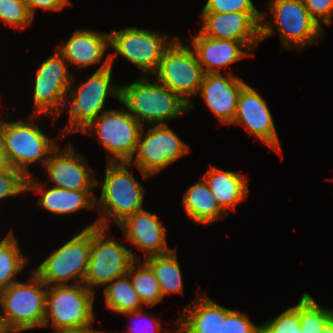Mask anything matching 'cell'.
I'll use <instances>...</instances> for the list:
<instances>
[{
  "mask_svg": "<svg viewBox=\"0 0 333 333\" xmlns=\"http://www.w3.org/2000/svg\"><path fill=\"white\" fill-rule=\"evenodd\" d=\"M106 163L101 194L99 199H96V211H100L101 214L84 229L109 228V218L118 225L127 216L143 209L146 189L128 170L133 167L132 164L129 162Z\"/></svg>",
  "mask_w": 333,
  "mask_h": 333,
  "instance_id": "1",
  "label": "cell"
},
{
  "mask_svg": "<svg viewBox=\"0 0 333 333\" xmlns=\"http://www.w3.org/2000/svg\"><path fill=\"white\" fill-rule=\"evenodd\" d=\"M153 82L142 75L121 85L120 103L142 126L144 122L165 125L166 120L189 113V104L178 94L157 80Z\"/></svg>",
  "mask_w": 333,
  "mask_h": 333,
  "instance_id": "2",
  "label": "cell"
},
{
  "mask_svg": "<svg viewBox=\"0 0 333 333\" xmlns=\"http://www.w3.org/2000/svg\"><path fill=\"white\" fill-rule=\"evenodd\" d=\"M268 8L274 20L262 12L261 42L279 32L282 48L301 50L323 38L321 27L309 14L303 0H271Z\"/></svg>",
  "mask_w": 333,
  "mask_h": 333,
  "instance_id": "3",
  "label": "cell"
},
{
  "mask_svg": "<svg viewBox=\"0 0 333 333\" xmlns=\"http://www.w3.org/2000/svg\"><path fill=\"white\" fill-rule=\"evenodd\" d=\"M94 298L84 284L47 286L43 328L50 321L52 333L90 328L95 321Z\"/></svg>",
  "mask_w": 333,
  "mask_h": 333,
  "instance_id": "4",
  "label": "cell"
},
{
  "mask_svg": "<svg viewBox=\"0 0 333 333\" xmlns=\"http://www.w3.org/2000/svg\"><path fill=\"white\" fill-rule=\"evenodd\" d=\"M29 117V121L9 122L0 119V131L8 161L11 167L22 171L27 177L31 176L29 167L37 161L44 165L51 152L58 146L54 139L49 138L34 123L35 118L44 115L32 114Z\"/></svg>",
  "mask_w": 333,
  "mask_h": 333,
  "instance_id": "5",
  "label": "cell"
},
{
  "mask_svg": "<svg viewBox=\"0 0 333 333\" xmlns=\"http://www.w3.org/2000/svg\"><path fill=\"white\" fill-rule=\"evenodd\" d=\"M29 280L15 282L0 292L3 319L11 333L43 328L47 285L32 270Z\"/></svg>",
  "mask_w": 333,
  "mask_h": 333,
  "instance_id": "6",
  "label": "cell"
},
{
  "mask_svg": "<svg viewBox=\"0 0 333 333\" xmlns=\"http://www.w3.org/2000/svg\"><path fill=\"white\" fill-rule=\"evenodd\" d=\"M112 72V66L96 70L73 90V85H70L65 105L69 107V121L63 130L62 138L66 134L82 132L101 113L107 111L103 109L108 96L112 95L120 102L121 86L112 83Z\"/></svg>",
  "mask_w": 333,
  "mask_h": 333,
  "instance_id": "7",
  "label": "cell"
},
{
  "mask_svg": "<svg viewBox=\"0 0 333 333\" xmlns=\"http://www.w3.org/2000/svg\"><path fill=\"white\" fill-rule=\"evenodd\" d=\"M108 228H90V258L83 284L95 293L93 286H105L127 275L137 255L127 246L108 236Z\"/></svg>",
  "mask_w": 333,
  "mask_h": 333,
  "instance_id": "8",
  "label": "cell"
},
{
  "mask_svg": "<svg viewBox=\"0 0 333 333\" xmlns=\"http://www.w3.org/2000/svg\"><path fill=\"white\" fill-rule=\"evenodd\" d=\"M205 73L190 45L176 37L165 49L157 71L152 75L189 104L190 97L198 96Z\"/></svg>",
  "mask_w": 333,
  "mask_h": 333,
  "instance_id": "9",
  "label": "cell"
},
{
  "mask_svg": "<svg viewBox=\"0 0 333 333\" xmlns=\"http://www.w3.org/2000/svg\"><path fill=\"white\" fill-rule=\"evenodd\" d=\"M90 229H82L32 270L47 286L83 284L90 258Z\"/></svg>",
  "mask_w": 333,
  "mask_h": 333,
  "instance_id": "10",
  "label": "cell"
},
{
  "mask_svg": "<svg viewBox=\"0 0 333 333\" xmlns=\"http://www.w3.org/2000/svg\"><path fill=\"white\" fill-rule=\"evenodd\" d=\"M142 127L128 110L109 109L82 133L91 134L94 131L100 144L111 154L107 162H130L136 153Z\"/></svg>",
  "mask_w": 333,
  "mask_h": 333,
  "instance_id": "11",
  "label": "cell"
},
{
  "mask_svg": "<svg viewBox=\"0 0 333 333\" xmlns=\"http://www.w3.org/2000/svg\"><path fill=\"white\" fill-rule=\"evenodd\" d=\"M168 34L130 27L115 30L110 33V47L114 53L110 54V66L117 55L127 59L145 74H154L160 64L165 49L175 38Z\"/></svg>",
  "mask_w": 333,
  "mask_h": 333,
  "instance_id": "12",
  "label": "cell"
},
{
  "mask_svg": "<svg viewBox=\"0 0 333 333\" xmlns=\"http://www.w3.org/2000/svg\"><path fill=\"white\" fill-rule=\"evenodd\" d=\"M75 76L69 72L68 63L55 49L52 56L38 66L33 85L34 115L54 117L65 109L68 90L75 82Z\"/></svg>",
  "mask_w": 333,
  "mask_h": 333,
  "instance_id": "13",
  "label": "cell"
},
{
  "mask_svg": "<svg viewBox=\"0 0 333 333\" xmlns=\"http://www.w3.org/2000/svg\"><path fill=\"white\" fill-rule=\"evenodd\" d=\"M148 129L145 134L142 127L136 154L129 162L140 170L143 178L159 173L190 152L189 145L184 143L168 124L151 125Z\"/></svg>",
  "mask_w": 333,
  "mask_h": 333,
  "instance_id": "14",
  "label": "cell"
},
{
  "mask_svg": "<svg viewBox=\"0 0 333 333\" xmlns=\"http://www.w3.org/2000/svg\"><path fill=\"white\" fill-rule=\"evenodd\" d=\"M52 186L66 190H93L100 181L95 178L92 168L85 157L68 144L61 151L57 146L44 164Z\"/></svg>",
  "mask_w": 333,
  "mask_h": 333,
  "instance_id": "15",
  "label": "cell"
},
{
  "mask_svg": "<svg viewBox=\"0 0 333 333\" xmlns=\"http://www.w3.org/2000/svg\"><path fill=\"white\" fill-rule=\"evenodd\" d=\"M273 115L267 102L247 84L240 92L236 115L230 125L239 124L272 150L281 153Z\"/></svg>",
  "mask_w": 333,
  "mask_h": 333,
  "instance_id": "16",
  "label": "cell"
},
{
  "mask_svg": "<svg viewBox=\"0 0 333 333\" xmlns=\"http://www.w3.org/2000/svg\"><path fill=\"white\" fill-rule=\"evenodd\" d=\"M204 36L243 42L250 50L261 43V25L249 14L242 12H200Z\"/></svg>",
  "mask_w": 333,
  "mask_h": 333,
  "instance_id": "17",
  "label": "cell"
},
{
  "mask_svg": "<svg viewBox=\"0 0 333 333\" xmlns=\"http://www.w3.org/2000/svg\"><path fill=\"white\" fill-rule=\"evenodd\" d=\"M224 71L226 76L221 73L205 74L198 95L201 94L222 124L230 125L236 115L240 92L248 83Z\"/></svg>",
  "mask_w": 333,
  "mask_h": 333,
  "instance_id": "18",
  "label": "cell"
},
{
  "mask_svg": "<svg viewBox=\"0 0 333 333\" xmlns=\"http://www.w3.org/2000/svg\"><path fill=\"white\" fill-rule=\"evenodd\" d=\"M60 44L56 50L68 66L75 65L79 69L102 63L97 71L110 67V54L106 59L103 58L106 49L110 47V33L76 29L66 43ZM102 59H104L103 62H101Z\"/></svg>",
  "mask_w": 333,
  "mask_h": 333,
  "instance_id": "19",
  "label": "cell"
},
{
  "mask_svg": "<svg viewBox=\"0 0 333 333\" xmlns=\"http://www.w3.org/2000/svg\"><path fill=\"white\" fill-rule=\"evenodd\" d=\"M118 226L126 241L145 252L146 258L173 250L167 246V228L161 224L156 214L144 208L127 216Z\"/></svg>",
  "mask_w": 333,
  "mask_h": 333,
  "instance_id": "20",
  "label": "cell"
},
{
  "mask_svg": "<svg viewBox=\"0 0 333 333\" xmlns=\"http://www.w3.org/2000/svg\"><path fill=\"white\" fill-rule=\"evenodd\" d=\"M189 45L205 74L220 73L223 67L226 69L252 52L241 41L209 38L200 31L194 34Z\"/></svg>",
  "mask_w": 333,
  "mask_h": 333,
  "instance_id": "21",
  "label": "cell"
},
{
  "mask_svg": "<svg viewBox=\"0 0 333 333\" xmlns=\"http://www.w3.org/2000/svg\"><path fill=\"white\" fill-rule=\"evenodd\" d=\"M196 293L194 301L181 311L170 333H222V321L231 309Z\"/></svg>",
  "mask_w": 333,
  "mask_h": 333,
  "instance_id": "22",
  "label": "cell"
},
{
  "mask_svg": "<svg viewBox=\"0 0 333 333\" xmlns=\"http://www.w3.org/2000/svg\"><path fill=\"white\" fill-rule=\"evenodd\" d=\"M29 176L27 179V192H40L38 198V206L42 207L53 214L65 215L77 212L81 209L93 210L97 209L96 199L92 190H66L51 186L46 188V183L35 181Z\"/></svg>",
  "mask_w": 333,
  "mask_h": 333,
  "instance_id": "23",
  "label": "cell"
},
{
  "mask_svg": "<svg viewBox=\"0 0 333 333\" xmlns=\"http://www.w3.org/2000/svg\"><path fill=\"white\" fill-rule=\"evenodd\" d=\"M203 179L220 207L227 214H229L228 209L235 210L236 206L248 195L247 178L235 171L222 170L213 165Z\"/></svg>",
  "mask_w": 333,
  "mask_h": 333,
  "instance_id": "24",
  "label": "cell"
},
{
  "mask_svg": "<svg viewBox=\"0 0 333 333\" xmlns=\"http://www.w3.org/2000/svg\"><path fill=\"white\" fill-rule=\"evenodd\" d=\"M182 203L187 215L197 224L209 225L228 215L203 178L189 187Z\"/></svg>",
  "mask_w": 333,
  "mask_h": 333,
  "instance_id": "25",
  "label": "cell"
},
{
  "mask_svg": "<svg viewBox=\"0 0 333 333\" xmlns=\"http://www.w3.org/2000/svg\"><path fill=\"white\" fill-rule=\"evenodd\" d=\"M144 261L158 280L162 297L171 293H183V279L176 250L147 257Z\"/></svg>",
  "mask_w": 333,
  "mask_h": 333,
  "instance_id": "26",
  "label": "cell"
},
{
  "mask_svg": "<svg viewBox=\"0 0 333 333\" xmlns=\"http://www.w3.org/2000/svg\"><path fill=\"white\" fill-rule=\"evenodd\" d=\"M103 292L106 307L115 314L133 312L144 306L128 274L105 285Z\"/></svg>",
  "mask_w": 333,
  "mask_h": 333,
  "instance_id": "27",
  "label": "cell"
},
{
  "mask_svg": "<svg viewBox=\"0 0 333 333\" xmlns=\"http://www.w3.org/2000/svg\"><path fill=\"white\" fill-rule=\"evenodd\" d=\"M13 234L11 230L0 241V292L18 282L16 276L29 259L21 252L18 240Z\"/></svg>",
  "mask_w": 333,
  "mask_h": 333,
  "instance_id": "28",
  "label": "cell"
},
{
  "mask_svg": "<svg viewBox=\"0 0 333 333\" xmlns=\"http://www.w3.org/2000/svg\"><path fill=\"white\" fill-rule=\"evenodd\" d=\"M142 260H136L128 275L143 305L152 307L163 300L158 280L151 268ZM141 262V263H140ZM139 266V267H137ZM137 267V269H136Z\"/></svg>",
  "mask_w": 333,
  "mask_h": 333,
  "instance_id": "29",
  "label": "cell"
},
{
  "mask_svg": "<svg viewBox=\"0 0 333 333\" xmlns=\"http://www.w3.org/2000/svg\"><path fill=\"white\" fill-rule=\"evenodd\" d=\"M333 318V309L320 307L314 298L304 292L300 298V328L302 333H321Z\"/></svg>",
  "mask_w": 333,
  "mask_h": 333,
  "instance_id": "30",
  "label": "cell"
},
{
  "mask_svg": "<svg viewBox=\"0 0 333 333\" xmlns=\"http://www.w3.org/2000/svg\"><path fill=\"white\" fill-rule=\"evenodd\" d=\"M260 333H302L300 328V301L276 317L260 324Z\"/></svg>",
  "mask_w": 333,
  "mask_h": 333,
  "instance_id": "31",
  "label": "cell"
},
{
  "mask_svg": "<svg viewBox=\"0 0 333 333\" xmlns=\"http://www.w3.org/2000/svg\"><path fill=\"white\" fill-rule=\"evenodd\" d=\"M33 19L24 0H0V21L5 25L24 30Z\"/></svg>",
  "mask_w": 333,
  "mask_h": 333,
  "instance_id": "32",
  "label": "cell"
},
{
  "mask_svg": "<svg viewBox=\"0 0 333 333\" xmlns=\"http://www.w3.org/2000/svg\"><path fill=\"white\" fill-rule=\"evenodd\" d=\"M201 12L249 13L260 25L262 13L255 7L252 0H207Z\"/></svg>",
  "mask_w": 333,
  "mask_h": 333,
  "instance_id": "33",
  "label": "cell"
},
{
  "mask_svg": "<svg viewBox=\"0 0 333 333\" xmlns=\"http://www.w3.org/2000/svg\"><path fill=\"white\" fill-rule=\"evenodd\" d=\"M27 179L22 171L13 167L0 172V201L27 192Z\"/></svg>",
  "mask_w": 333,
  "mask_h": 333,
  "instance_id": "34",
  "label": "cell"
},
{
  "mask_svg": "<svg viewBox=\"0 0 333 333\" xmlns=\"http://www.w3.org/2000/svg\"><path fill=\"white\" fill-rule=\"evenodd\" d=\"M222 333H260V325H255L241 311L232 309L222 321Z\"/></svg>",
  "mask_w": 333,
  "mask_h": 333,
  "instance_id": "35",
  "label": "cell"
},
{
  "mask_svg": "<svg viewBox=\"0 0 333 333\" xmlns=\"http://www.w3.org/2000/svg\"><path fill=\"white\" fill-rule=\"evenodd\" d=\"M310 16L322 27L321 22L331 24L333 0H303Z\"/></svg>",
  "mask_w": 333,
  "mask_h": 333,
  "instance_id": "36",
  "label": "cell"
},
{
  "mask_svg": "<svg viewBox=\"0 0 333 333\" xmlns=\"http://www.w3.org/2000/svg\"><path fill=\"white\" fill-rule=\"evenodd\" d=\"M143 311L144 310L142 308V309H139V310H136L133 312H128V313L122 314L124 316L126 315V317H128V318H134V319L136 318V321L138 323V324H136L137 326H135V325L133 326V324H132L128 328L129 331L127 333H159L161 331V324H160L159 320L155 317L151 318V316L146 318L150 314L144 313ZM144 319L145 320L149 319L148 320L149 322L145 321ZM139 323H141V324L143 323V324L140 326Z\"/></svg>",
  "mask_w": 333,
  "mask_h": 333,
  "instance_id": "37",
  "label": "cell"
},
{
  "mask_svg": "<svg viewBox=\"0 0 333 333\" xmlns=\"http://www.w3.org/2000/svg\"><path fill=\"white\" fill-rule=\"evenodd\" d=\"M30 15L34 18L35 10L38 8L51 10V11H61L70 4L69 0H24Z\"/></svg>",
  "mask_w": 333,
  "mask_h": 333,
  "instance_id": "38",
  "label": "cell"
},
{
  "mask_svg": "<svg viewBox=\"0 0 333 333\" xmlns=\"http://www.w3.org/2000/svg\"><path fill=\"white\" fill-rule=\"evenodd\" d=\"M11 167L7 155L5 154L3 139L0 131V172L7 171Z\"/></svg>",
  "mask_w": 333,
  "mask_h": 333,
  "instance_id": "39",
  "label": "cell"
},
{
  "mask_svg": "<svg viewBox=\"0 0 333 333\" xmlns=\"http://www.w3.org/2000/svg\"><path fill=\"white\" fill-rule=\"evenodd\" d=\"M0 333H11L5 325L1 310H0Z\"/></svg>",
  "mask_w": 333,
  "mask_h": 333,
  "instance_id": "40",
  "label": "cell"
},
{
  "mask_svg": "<svg viewBox=\"0 0 333 333\" xmlns=\"http://www.w3.org/2000/svg\"><path fill=\"white\" fill-rule=\"evenodd\" d=\"M321 333H333V318L325 325Z\"/></svg>",
  "mask_w": 333,
  "mask_h": 333,
  "instance_id": "41",
  "label": "cell"
},
{
  "mask_svg": "<svg viewBox=\"0 0 333 333\" xmlns=\"http://www.w3.org/2000/svg\"><path fill=\"white\" fill-rule=\"evenodd\" d=\"M58 333H93V328L90 327V328L84 329V330L61 331Z\"/></svg>",
  "mask_w": 333,
  "mask_h": 333,
  "instance_id": "42",
  "label": "cell"
},
{
  "mask_svg": "<svg viewBox=\"0 0 333 333\" xmlns=\"http://www.w3.org/2000/svg\"><path fill=\"white\" fill-rule=\"evenodd\" d=\"M93 333H107V332H104V331H101V330L99 331V330H96V329L93 328Z\"/></svg>",
  "mask_w": 333,
  "mask_h": 333,
  "instance_id": "43",
  "label": "cell"
}]
</instances>
